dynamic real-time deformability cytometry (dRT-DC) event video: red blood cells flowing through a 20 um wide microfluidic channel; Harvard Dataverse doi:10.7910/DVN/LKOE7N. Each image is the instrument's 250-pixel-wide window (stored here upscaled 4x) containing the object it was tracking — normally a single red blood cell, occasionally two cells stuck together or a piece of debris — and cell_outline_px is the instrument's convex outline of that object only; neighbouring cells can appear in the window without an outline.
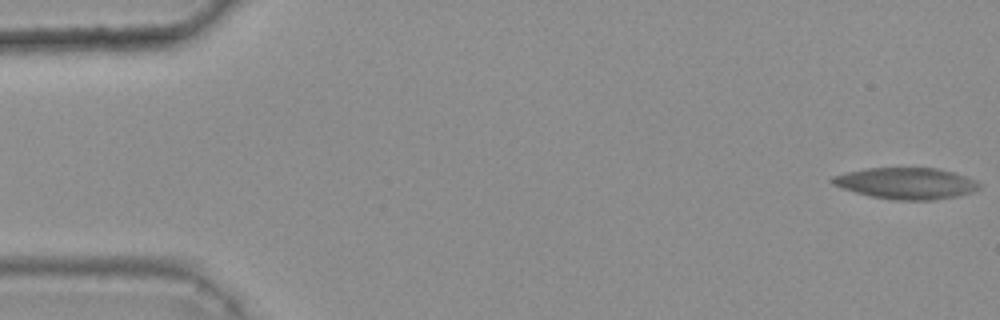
{"species": "common noctule bat (a hibernating species)", "species_latin": "Nyctalus noctula", "temperature_condition": "warm", "stored_images_in_passage": 14, "camera_frame_rate_fps": 3000, "um_per_image_px": 0.085, "animal": {"sex": "female", "body_mass_g": 25.1}, "frame": {"image": 1, "passage_image": 1, "time_ms": 0.0, "image_size_px": [1000, 320], "cell_outline_px": [[980, 188], [972, 192], [956, 196], [936, 200], [892, 200], [872, 196], [856, 192], [832, 184], [828, 180], [832, 176], [848, 172], [868, 168], [936, 168], [952, 172], [976, 180], [980, 184]], "centroid_in_image_um": [77.03, 15.59], "position_along_channel_um": 8.0, "area_um2": 26.7}}